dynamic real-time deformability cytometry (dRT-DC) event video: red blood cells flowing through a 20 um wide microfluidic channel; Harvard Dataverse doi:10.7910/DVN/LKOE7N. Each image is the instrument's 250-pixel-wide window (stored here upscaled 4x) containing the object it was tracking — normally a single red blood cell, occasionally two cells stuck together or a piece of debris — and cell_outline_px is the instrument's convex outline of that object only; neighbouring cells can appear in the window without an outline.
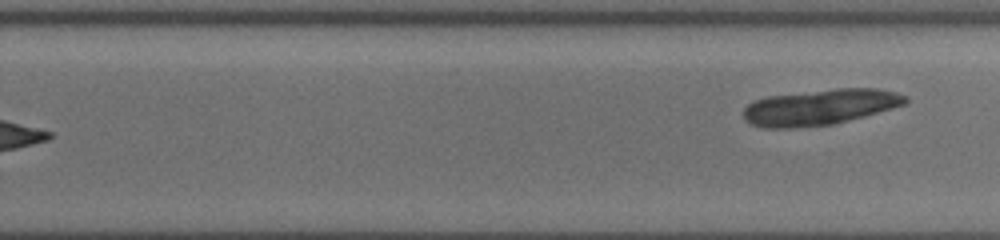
{"species": "common noctule bat (a hibernating species)", "species_latin": "Nyctalus noctula", "temperature_condition": "cold", "stored_images_in_passage": 11, "segment_of_instrument_passage": [2, 2], "camera_frame_rate_fps": 3000, "um_per_image_px": 0.085, "animal": {"sex": "female", "body_mass_g": 19.5, "forearm_length_mm": 54.1}, "frame": {"image": 1, "passage_image": 11, "time_ms": 9.0, "image_size_px": [1000, 240], "cell_outline_px": [[908, 100], [904, 104], [892, 108], [864, 116], [832, 124], [792, 128], [764, 128], [752, 124], [744, 116], [744, 108], [748, 104], [756, 100], [768, 96], [836, 88], [880, 88], [896, 92], [908, 96]], "centroid_in_image_um": [69.73, 9.09], "position_along_channel_um": 260.1, "area_um2": 33.52}}